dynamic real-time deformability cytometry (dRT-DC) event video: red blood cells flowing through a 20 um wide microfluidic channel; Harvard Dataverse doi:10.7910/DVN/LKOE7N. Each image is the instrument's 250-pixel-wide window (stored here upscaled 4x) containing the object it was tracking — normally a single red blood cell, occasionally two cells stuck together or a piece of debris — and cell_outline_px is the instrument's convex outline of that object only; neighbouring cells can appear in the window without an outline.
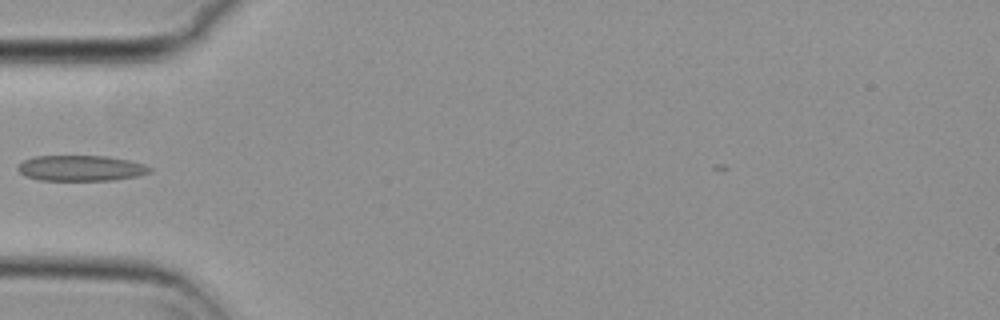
{"species": "common noctule bat (a hibernating species)", "species_latin": "Nyctalus noctula", "temperature_condition": "cold", "stored_images_in_passage": 38, "camera_frame_rate_fps": 3000, "um_per_image_px": 0.085, "animal": {"sex": "female", "body_mass_g": 29.2, "forearm_length_mm": 56.3}, "frame": {"image": 1, "passage_image": 4, "time_ms": 1.0, "image_size_px": [1000, 320], "cell_outline_px": [[152, 172], [136, 176], [112, 180], [40, 180], [24, 176], [16, 168], [24, 160], [36, 156], [108, 156], [128, 160], [144, 164], [152, 168]], "centroid_in_image_um": [6.88, 14.29], "position_along_channel_um": 78.1, "area_um2": 19.65}}
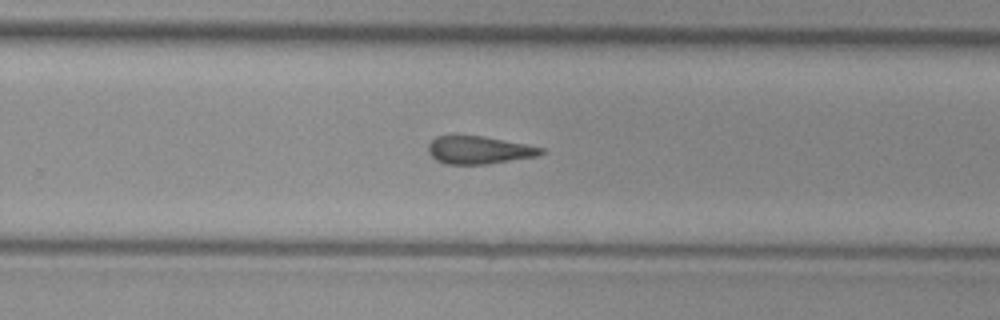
{"frame": {"image": 2, "passage_image": 21, "time_ms": 6.667, "image_size_px": [1000, 320], "cell_outline_px": [[544, 152], [536, 156], [488, 164], [444, 164], [436, 160], [428, 152], [428, 144], [436, 136], [452, 132], [456, 132], [484, 136], [544, 148]], "centroid_in_image_um": [40.61, 12.71], "position_along_channel_um": 289.2, "area_um2": 18.84}}
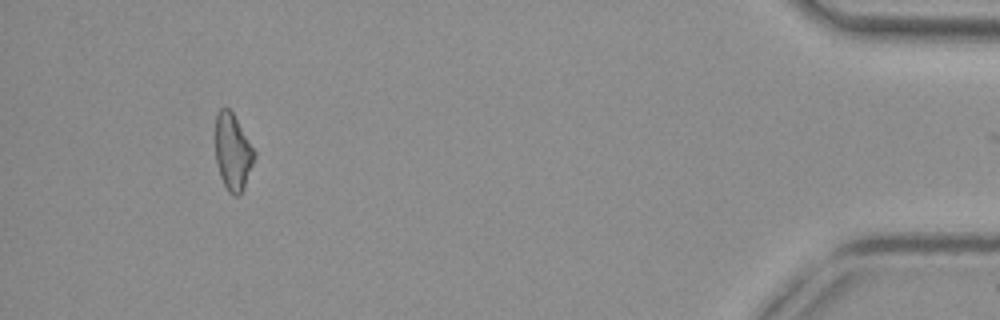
{"frame": {"image": 3, "passage_image": 37, "time_ms": 12.0, "image_size_px": [1000, 320], "cell_outline_px": [[256, 156], [244, 188], [240, 196], [232, 196], [228, 192], [220, 176], [216, 164], [216, 112], [220, 108], [228, 108], [232, 112], [256, 152]], "centroid_in_image_um": [19.79, 12.96], "position_along_channel_um": 415.4, "area_um2": 17.46}, "authors_computed_cell_mechanics": {"area_um2": 18.3804, "velocity_mm_per_s": 3.7231, "shape_relaxation_time_tau1_ms": null, "shape_relaxation_time_tau2_ms": 4.8096, "deformation_change_tau1": null, "deformation_change_tau2": 0.1578}}